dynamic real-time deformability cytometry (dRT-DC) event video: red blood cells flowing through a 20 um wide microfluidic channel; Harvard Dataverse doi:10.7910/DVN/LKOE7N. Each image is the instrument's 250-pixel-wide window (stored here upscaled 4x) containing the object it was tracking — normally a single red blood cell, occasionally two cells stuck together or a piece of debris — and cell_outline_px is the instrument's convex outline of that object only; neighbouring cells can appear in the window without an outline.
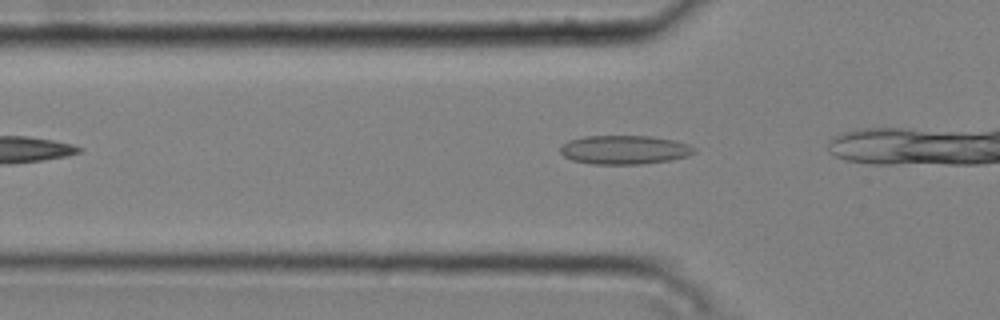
{"species": "common noctule bat (a hibernating species)", "species_latin": "Nyctalus noctula", "temperature_condition": "cold", "stored_images_in_passage": 8, "camera_frame_rate_fps": 3000, "um_per_image_px": 0.085, "animal": {"sex": "male", "body_mass_g": 20.4}, "frame": {"image": 1, "passage_image": 2, "time_ms": 0.333, "image_size_px": [1000, 320], "cell_outline_px": [[696, 152], [688, 156], [672, 160], [640, 164], [592, 164], [572, 160], [564, 156], [560, 152], [560, 148], [568, 140], [584, 136], [652, 136], [676, 140], [688, 144], [696, 148]], "centroid_in_image_um": [53.11, 12.73], "position_along_channel_um": 72.7, "area_um2": 22.72}}